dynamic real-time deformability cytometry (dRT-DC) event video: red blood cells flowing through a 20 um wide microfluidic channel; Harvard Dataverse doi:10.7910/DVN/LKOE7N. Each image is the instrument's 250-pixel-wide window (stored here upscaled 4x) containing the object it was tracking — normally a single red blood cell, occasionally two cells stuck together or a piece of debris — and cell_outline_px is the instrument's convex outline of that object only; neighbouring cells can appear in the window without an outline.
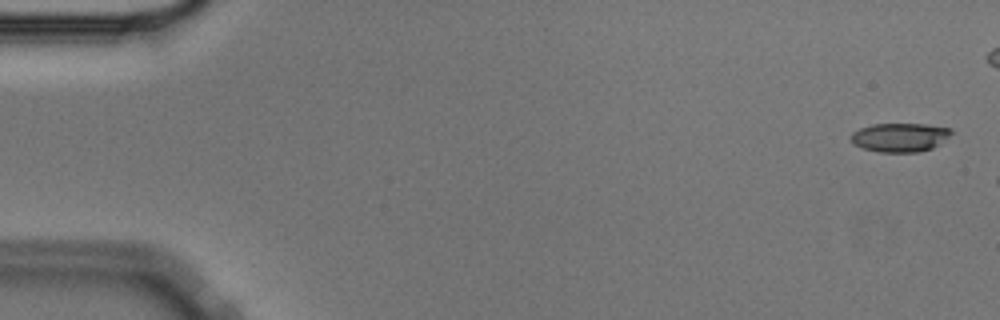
{"species": "Egyptian fruit bat (a non-hibernating species)", "species_latin": "Rousettus aegyptiacus", "temperature_condition": "cold", "stored_images_in_passage": 11, "camera_frame_rate_fps": 3000, "um_per_image_px": 0.085, "animal": {"sex": "male"}, "frame": {"image": 1, "passage_image": 2, "time_ms": 0.333, "image_size_px": [1000, 320], "cell_outline_px": [[952, 132], [940, 144], [932, 148], [920, 152], [880, 152], [864, 148], [856, 144], [852, 140], [852, 132], [860, 128], [872, 124], [928, 124], [952, 128]], "centroid_in_image_um": [76.54, 11.66], "position_along_channel_um": 8.5, "area_um2": 16.76}}